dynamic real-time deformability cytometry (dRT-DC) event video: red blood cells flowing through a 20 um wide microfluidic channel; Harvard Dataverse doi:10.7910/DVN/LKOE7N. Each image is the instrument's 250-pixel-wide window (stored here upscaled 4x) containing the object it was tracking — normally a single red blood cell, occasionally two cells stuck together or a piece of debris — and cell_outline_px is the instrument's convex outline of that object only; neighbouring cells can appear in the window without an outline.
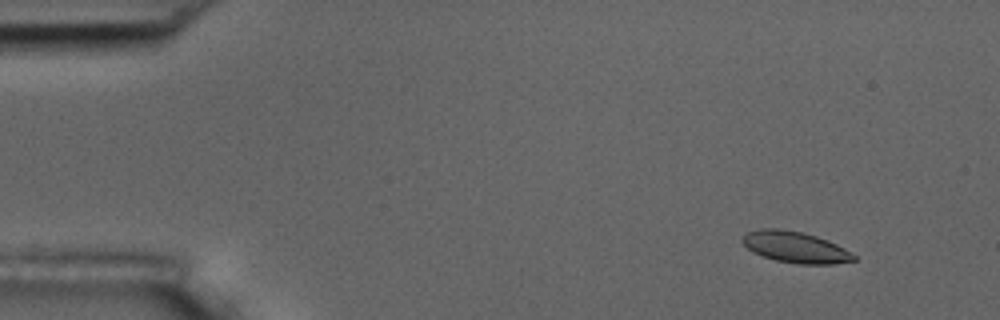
{"species": "common noctule bat (a hibernating species)", "species_latin": "Nyctalus noctula", "temperature_condition": "room temperature", "stored_images_in_passage": 57, "camera_frame_rate_fps": 3000, "um_per_image_px": 0.085, "animal": {"sex": "male", "body_mass_g": 17.5, "forearm_length_mm": 52.3}, "frame": {"image": 1, "passage_image": 6, "time_ms": 1.667, "image_size_px": [1000, 320], "cell_outline_px": [[856, 260], [832, 264], [800, 264], [776, 260], [752, 252], [740, 240], [748, 232], [760, 228], [780, 228], [804, 232], [828, 240], [844, 248], [856, 256]], "centroid_in_image_um": [67.6, 21.0], "position_along_channel_um": 17.4, "area_um2": 20.23}}
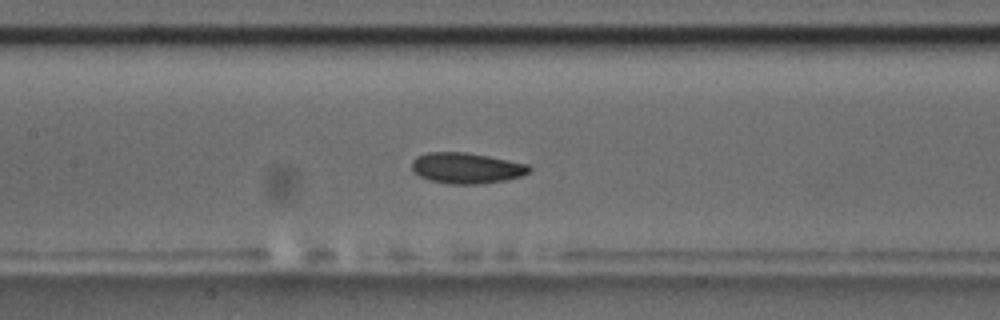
{"frame": {"image": 2, "passage_image": 27, "time_ms": 8.667, "image_size_px": [1000, 320], "cell_outline_px": [[532, 168], [528, 172], [520, 176], [504, 180], [480, 184], [448, 184], [432, 180], [420, 176], [412, 172], [412, 160], [416, 156], [428, 152], [468, 152], [528, 164]], "centroid_in_image_um": [39.62, 14.28], "position_along_channel_um": 167.8, "area_um2": 21.04}}
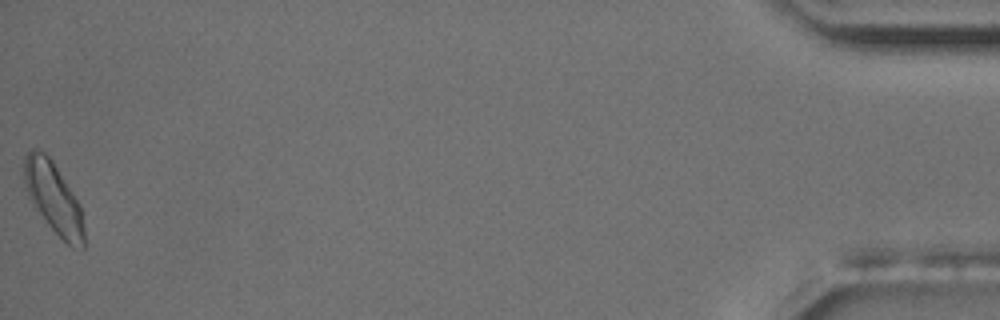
{"frame": {"image": 3, "passage_image": 57, "time_ms": 18.667, "image_size_px": [1000, 320], "cell_outline_px": [[84, 248], [72, 248], [48, 224], [32, 204], [28, 196], [24, 184], [24, 156], [32, 148], [36, 148], [44, 152], [52, 160], [80, 204], [84, 228]], "centroid_in_image_um": [4.54, 16.81], "position_along_channel_um": 430.7, "area_um2": 24.62}, "authors_computed_cell_mechanics": {"area_um2": 20.808, "velocity_mm_per_s": 3.5861, "shape_relaxation_time_tau1_ms": null, "shape_relaxation_time_tau2_ms": 8.2, "deformation_change_tau1": null, "deformation_change_tau2": 0.1144}}